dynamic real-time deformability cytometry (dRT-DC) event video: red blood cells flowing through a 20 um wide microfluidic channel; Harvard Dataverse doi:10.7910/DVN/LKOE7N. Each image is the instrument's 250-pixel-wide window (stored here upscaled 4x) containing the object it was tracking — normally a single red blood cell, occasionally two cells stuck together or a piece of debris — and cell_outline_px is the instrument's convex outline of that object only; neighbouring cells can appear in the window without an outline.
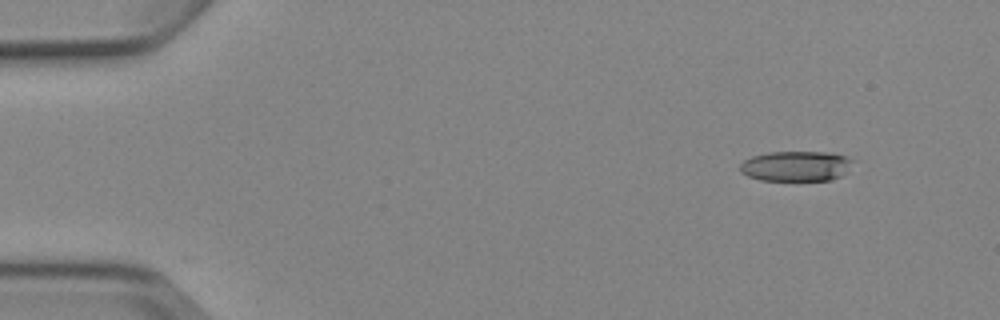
{"species": "Egyptian fruit bat (a non-hibernating species)", "species_latin": "Rousettus aegyptiacus", "temperature_condition": "cold", "stored_images_in_passage": 5, "camera_frame_rate_fps": 3000, "um_per_image_px": 0.085, "animal": {"sex": "female"}, "frame": {"image": 1, "passage_image": 1, "time_ms": 0.0, "image_size_px": [1000, 320], "cell_outline_px": [[852, 160], [844, 172], [840, 176], [828, 180], [760, 180], [748, 176], [740, 172], [740, 164], [744, 160], [752, 156], [768, 152], [828, 152], [844, 156]], "centroid_in_image_um": [67.58, 14.11], "position_along_channel_um": 17.4, "area_um2": 19.54}}
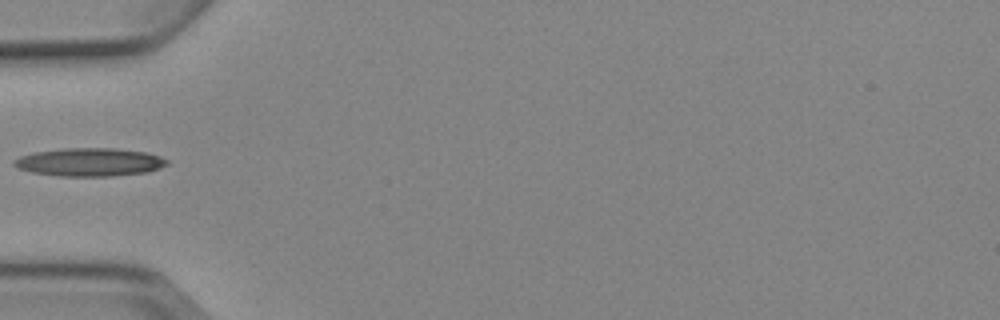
{"frame": {"image": 2, "passage_image": 4, "time_ms": 4.333, "image_size_px": [1000, 320], "cell_outline_px": [[168, 164], [160, 168], [148, 172], [112, 176], [60, 176], [32, 172], [16, 168], [12, 164], [12, 160], [20, 156], [36, 152], [64, 148], [116, 148], [148, 152], [160, 156], [168, 160]], "centroid_in_image_um": [7.63, 13.78], "position_along_channel_um": 77.4, "area_um2": 25.32}}
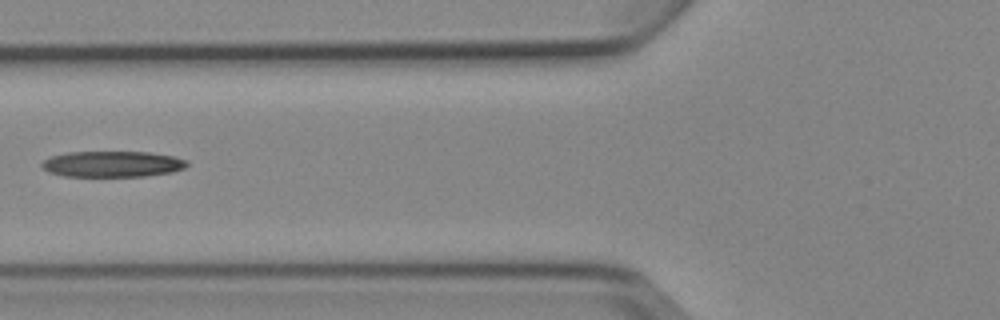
{"frame": {"image": 3, "passage_image": 5, "time_ms": 5.333, "image_size_px": [1000, 320], "cell_outline_px": [[188, 164], [184, 168], [172, 172], [144, 176], [64, 176], [48, 172], [40, 164], [44, 160], [52, 156], [68, 152], [148, 152], [172, 156], [188, 160]], "centroid_in_image_um": [9.56, 13.94], "position_along_channel_um": 116.2, "area_um2": 21.85}}